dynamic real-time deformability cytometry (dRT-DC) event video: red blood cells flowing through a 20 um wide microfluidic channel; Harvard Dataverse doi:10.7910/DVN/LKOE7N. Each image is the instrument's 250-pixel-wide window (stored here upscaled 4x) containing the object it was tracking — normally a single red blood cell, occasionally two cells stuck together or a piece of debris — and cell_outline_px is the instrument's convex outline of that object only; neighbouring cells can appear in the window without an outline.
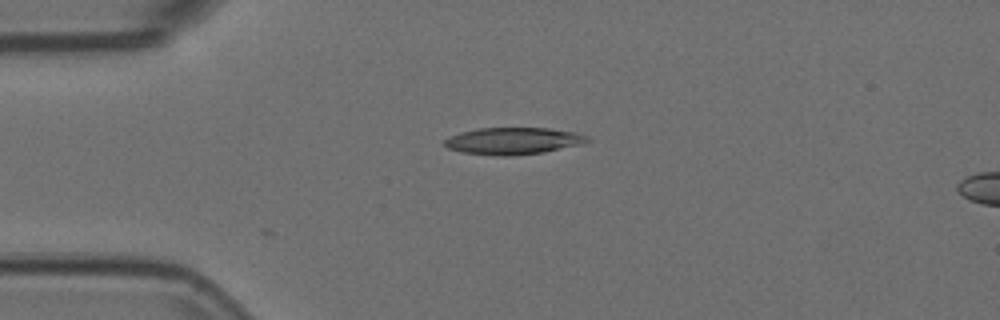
{"species": "Egyptian fruit bat (a non-hibernating species)", "species_latin": "Rousettus aegyptiacus", "temperature_condition": "room temperature", "stored_images_in_passage": 5, "camera_frame_rate_fps": 3000, "um_per_image_px": 0.085, "animal": {"sex": "female"}, "frame": {"image": 1, "passage_image": 1, "time_ms": 0.0, "image_size_px": [1000, 320], "cell_outline_px": [[592, 140], [580, 144], [544, 152], [508, 156], [464, 152], [448, 148], [444, 144], [444, 140], [460, 132], [476, 128], [548, 128], [576, 132], [588, 136]], "centroid_in_image_um": [43.65, 11.96], "position_along_channel_um": 41.3, "area_um2": 22.14}}